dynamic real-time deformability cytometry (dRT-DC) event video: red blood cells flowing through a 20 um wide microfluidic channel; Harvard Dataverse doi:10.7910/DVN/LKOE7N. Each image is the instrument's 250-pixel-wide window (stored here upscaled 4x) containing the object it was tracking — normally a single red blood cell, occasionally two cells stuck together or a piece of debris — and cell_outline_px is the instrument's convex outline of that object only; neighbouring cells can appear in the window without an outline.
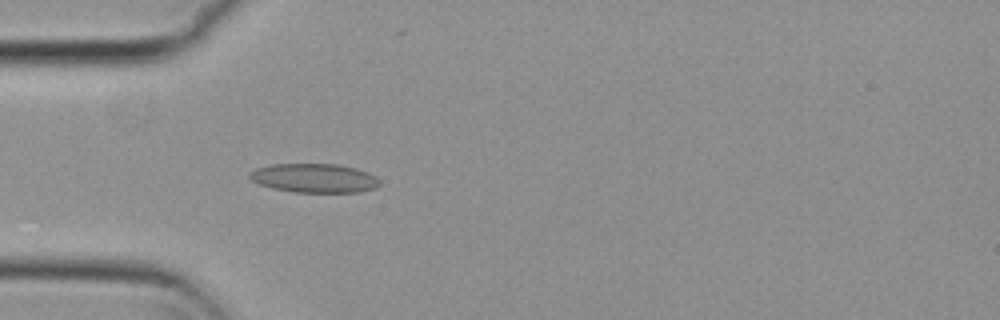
{"species": "common noctule bat (a hibernating species)", "species_latin": "Nyctalus noctula", "temperature_condition": "cold", "stored_images_in_passage": 53, "camera_frame_rate_fps": 3000, "um_per_image_px": 0.085, "animal": {"sex": "female", "body_mass_g": 29.2, "forearm_length_mm": 56.3}, "frame": {"image": 1, "passage_image": 15, "time_ms": 4.667, "image_size_px": [1000, 320], "cell_outline_px": [[380, 184], [376, 188], [360, 192], [296, 192], [272, 188], [260, 184], [252, 180], [248, 176], [248, 172], [256, 168], [272, 164], [336, 164], [356, 168], [368, 172], [376, 176], [380, 180]], "centroid_in_image_um": [26.73, 15.13], "position_along_channel_um": 58.3, "area_um2": 22.08}}
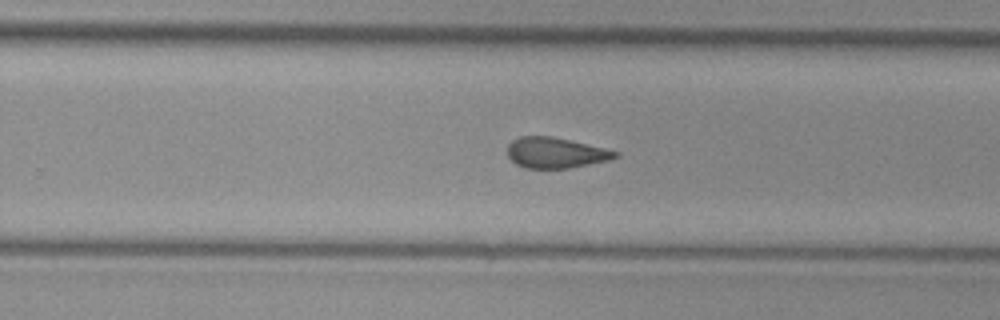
{"frame": {"image": 2, "passage_image": 33, "time_ms": 10.667, "image_size_px": [1000, 320], "cell_outline_px": [[620, 156], [608, 160], [568, 168], [524, 168], [516, 164], [508, 156], [508, 144], [512, 140], [520, 136], [552, 136], [604, 148], [620, 152]], "centroid_in_image_um": [47.21, 12.98], "position_along_channel_um": 282.6, "area_um2": 19.13}}
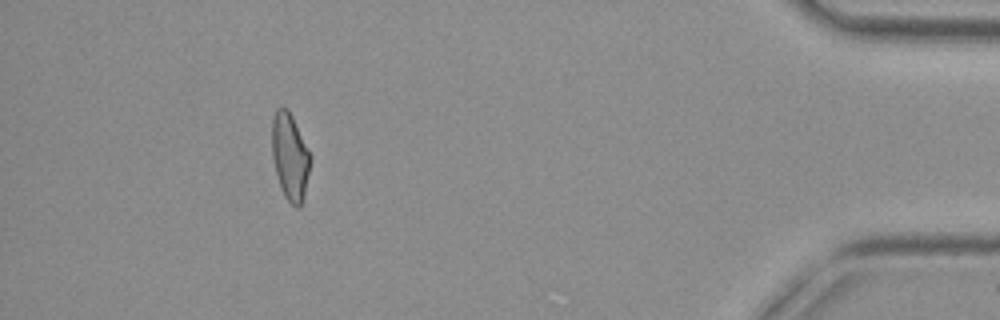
{"frame": {"image": 3, "passage_image": 48, "time_ms": 15.667, "image_size_px": [1000, 320], "cell_outline_px": [[312, 156], [304, 196], [300, 208], [296, 208], [284, 196], [280, 188], [276, 176], [272, 156], [272, 120], [276, 108], [288, 108]], "centroid_in_image_um": [24.65, 13.33], "position_along_channel_um": 410.6, "area_um2": 19.59}, "authors_computed_cell_mechanics": {"area_um2": 20.2878, "velocity_mm_per_s": 3.8011, "shape_relaxation_time_tau1_ms": null, "shape_relaxation_time_tau2_ms": 3.0506, "deformation_change_tau1": null, "deformation_change_tau2": 0.096}}